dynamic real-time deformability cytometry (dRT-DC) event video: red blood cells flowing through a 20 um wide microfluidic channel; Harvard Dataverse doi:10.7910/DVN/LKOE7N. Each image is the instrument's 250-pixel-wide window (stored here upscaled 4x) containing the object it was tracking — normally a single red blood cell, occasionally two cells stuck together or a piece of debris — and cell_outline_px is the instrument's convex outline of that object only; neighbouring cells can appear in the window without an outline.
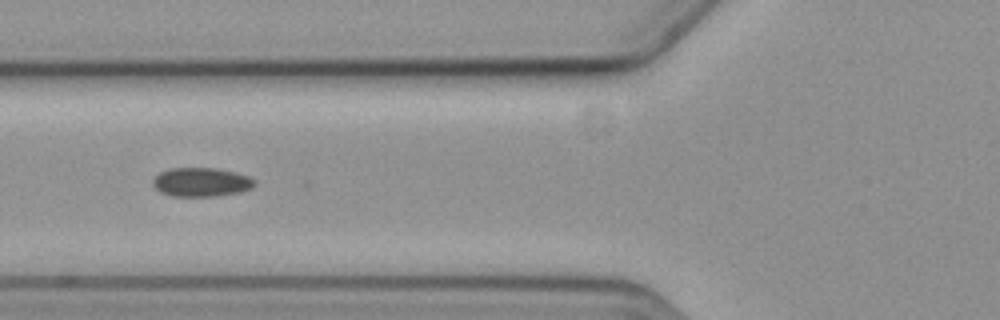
{"species": "common noctule bat (a hibernating species)", "species_latin": "Nyctalus noctula", "temperature_condition": "cold", "stored_images_in_passage": 13, "camera_frame_rate_fps": 3000, "um_per_image_px": 0.085, "animal": {"sex": "female", "body_mass_g": 19.3, "forearm_length_mm": 54.1}, "frame": {"image": 1, "passage_image": 6, "time_ms": 7.0, "image_size_px": [1000, 320], "cell_outline_px": [[256, 184], [252, 188], [240, 192], [216, 196], [172, 196], [160, 192], [152, 184], [152, 180], [160, 172], [168, 168], [216, 168], [236, 172], [248, 176], [256, 180]], "centroid_in_image_um": [17.12, 15.48], "position_along_channel_um": 108.7, "area_um2": 17.28}}
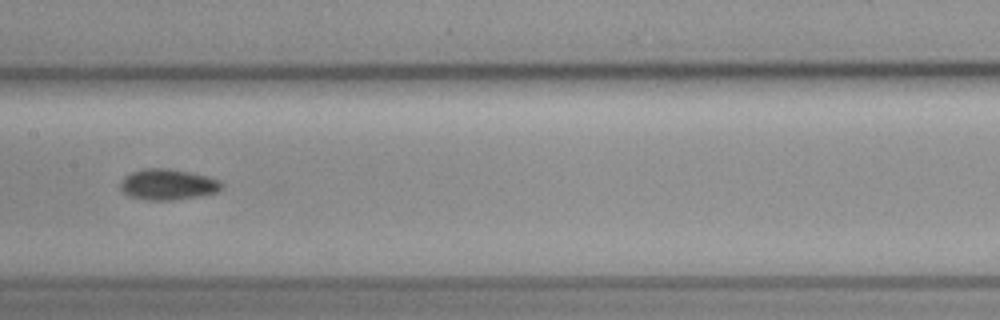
{"frame": {"image": 2, "passage_image": 8, "time_ms": 9.333, "image_size_px": [1000, 320], "cell_outline_px": [[220, 188], [216, 192], [200, 196], [172, 200], [144, 200], [128, 196], [120, 188], [120, 184], [124, 176], [132, 172], [144, 168], [168, 168], [188, 172], [220, 180]], "centroid_in_image_um": [14.2, 15.68], "position_along_channel_um": 193.2, "area_um2": 18.03}, "authors_computed_cell_mechanics": {"area_um2": 17.4556, "velocity_mm_per_s": 3.6219, "shape_relaxation_time_tau1_ms": null, "shape_relaxation_time_tau2_ms": 3.6141, "deformation_change_tau1": null, "deformation_change_tau2": 0.0608}}